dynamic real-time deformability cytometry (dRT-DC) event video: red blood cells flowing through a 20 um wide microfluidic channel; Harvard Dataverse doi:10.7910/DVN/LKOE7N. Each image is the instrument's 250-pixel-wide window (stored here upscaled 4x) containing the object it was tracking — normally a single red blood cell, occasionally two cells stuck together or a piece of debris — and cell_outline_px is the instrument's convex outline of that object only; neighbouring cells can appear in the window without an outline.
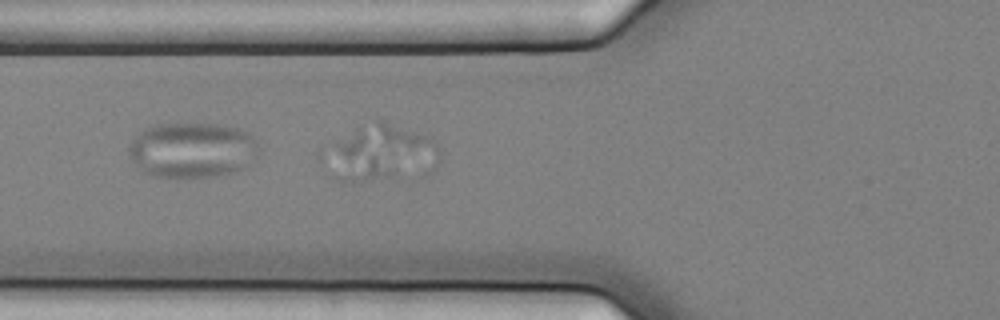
{"species": "common noctule bat (a hibernating species)", "species_latin": "Nyctalus noctula", "temperature_condition": "cold", "stored_images_in_passage": 29, "camera_frame_rate_fps": 3000, "um_per_image_px": 0.085, "animal": {"sex": "female", "body_mass_g": 25.1}, "frame": {"image": 1, "passage_image": 8, "time_ms": 2.333, "image_size_px": [1000, 320], "cell_outline_px": [[260, 152], [244, 168], [220, 176], [152, 176], [144, 172], [128, 156], [128, 144], [144, 128], [156, 124], [216, 124], [240, 128], [248, 132], [260, 144]], "centroid_in_image_um": [16.36, 12.73], "position_along_channel_um": 109.4, "area_um2": 42.08}}
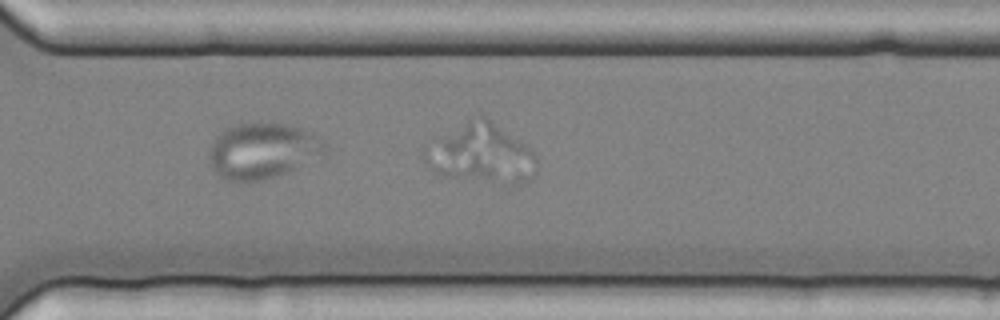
{"frame": {"image": 2, "passage_image": 28, "time_ms": 9.0, "image_size_px": [1000, 320], "cell_outline_px": [[324, 156], [288, 172], [248, 184], [228, 180], [220, 176], [212, 168], [208, 156], [208, 148], [216, 136], [224, 128], [240, 124], [284, 124], [312, 132], [320, 136], [324, 140]], "centroid_in_image_um": [22.31, 12.85], "position_along_channel_um": 348.3, "area_um2": 37.86}}